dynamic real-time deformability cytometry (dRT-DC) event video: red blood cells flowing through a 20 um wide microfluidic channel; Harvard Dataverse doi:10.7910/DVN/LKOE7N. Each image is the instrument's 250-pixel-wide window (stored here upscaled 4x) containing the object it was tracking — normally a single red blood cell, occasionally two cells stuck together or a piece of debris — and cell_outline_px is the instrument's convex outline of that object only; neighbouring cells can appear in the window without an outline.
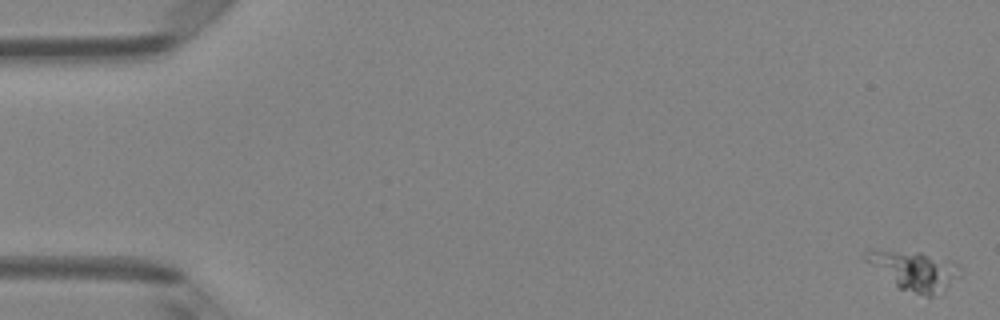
{"species": "Egyptian fruit bat (a non-hibernating species)", "species_latin": "Rousettus aegyptiacus", "temperature_condition": "room temperature", "stored_images_in_passage": 6, "camera_frame_rate_fps": 3000, "um_per_image_px": 0.085, "animal": {"sex": "female"}, "frame": {"image": 1, "passage_image": 1, "time_ms": 0.0, "image_size_px": [1000, 320], "cell_outline_px": [[964, 272], [944, 292], [932, 296], [928, 296], [896, 288], [864, 260], [860, 256], [868, 248], [920, 252], [960, 264]], "centroid_in_image_um": [77.68, 22.98], "position_along_channel_um": 7.3, "area_um2": 22.31}}
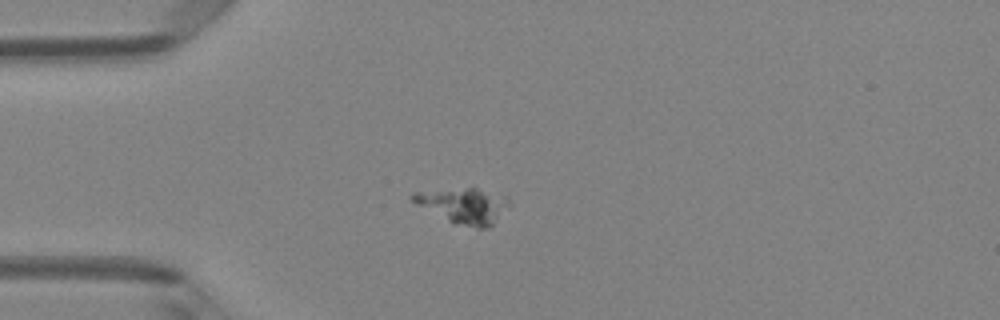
{"frame": {"image": 2, "passage_image": 5, "time_ms": 1.333, "image_size_px": [1000, 320], "cell_outline_px": [[512, 204], [488, 228], [476, 228], [452, 224], [416, 204], [408, 196], [412, 192], [468, 188], [476, 188], [504, 196]], "centroid_in_image_um": [39.39, 17.5], "position_along_channel_um": 45.6, "area_um2": 19.88}}
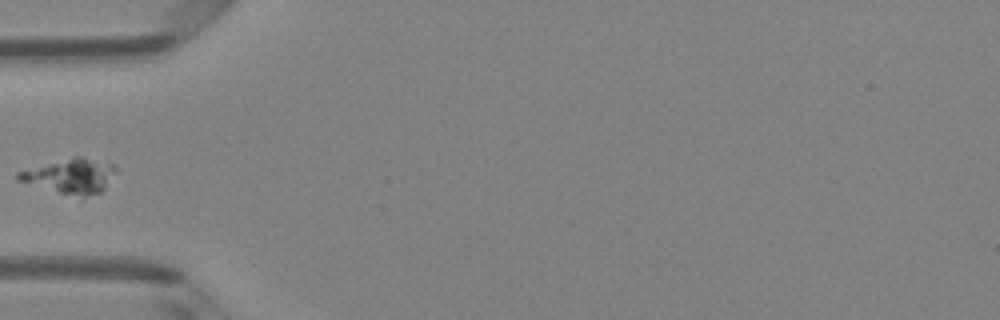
{"frame": {"image": 3, "passage_image": 6, "time_ms": 1.667, "image_size_px": [1000, 320], "cell_outline_px": [[120, 172], [100, 192], [84, 196], [60, 192], [16, 180], [16, 172], [76, 156], [80, 156], [112, 164]], "centroid_in_image_um": [6.05, 14.94], "position_along_channel_um": 79.0, "area_um2": 19.19}}